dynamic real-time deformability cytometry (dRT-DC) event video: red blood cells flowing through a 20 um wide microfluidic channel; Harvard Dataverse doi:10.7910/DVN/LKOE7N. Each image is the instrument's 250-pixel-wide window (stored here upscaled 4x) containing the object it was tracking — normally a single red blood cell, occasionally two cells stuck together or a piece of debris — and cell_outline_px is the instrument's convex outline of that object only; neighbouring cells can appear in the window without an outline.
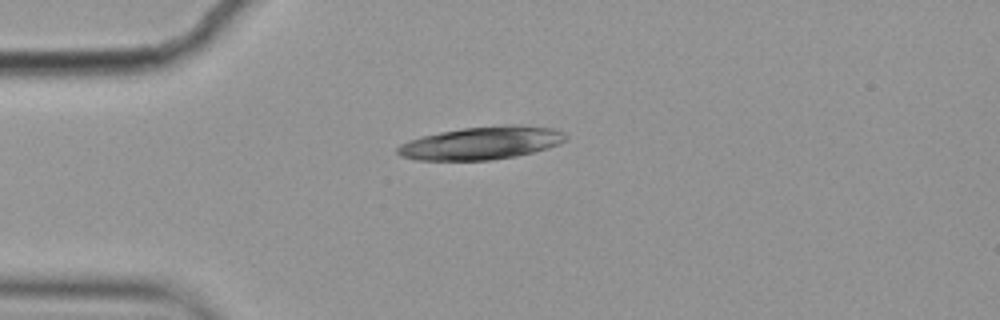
{"species": "common noctule bat (a hibernating species)", "species_latin": "Nyctalus noctula", "temperature_condition": "cold", "stored_images_in_passage": 7, "camera_frame_rate_fps": 3000, "um_per_image_px": 0.085, "animal": {"sex": "female", "body_mass_g": 19.9}, "frame": {"image": 1, "passage_image": 2, "time_ms": 0.333, "image_size_px": [1000, 320], "cell_outline_px": [[568, 140], [548, 148], [516, 156], [492, 160], [416, 160], [400, 156], [396, 152], [396, 148], [400, 144], [408, 140], [420, 136], [440, 132], [464, 128], [504, 124], [516, 124], [552, 128], [564, 132], [568, 136]], "centroid_in_image_um": [40.93, 12.15], "position_along_channel_um": 44.1, "area_um2": 32.54}}
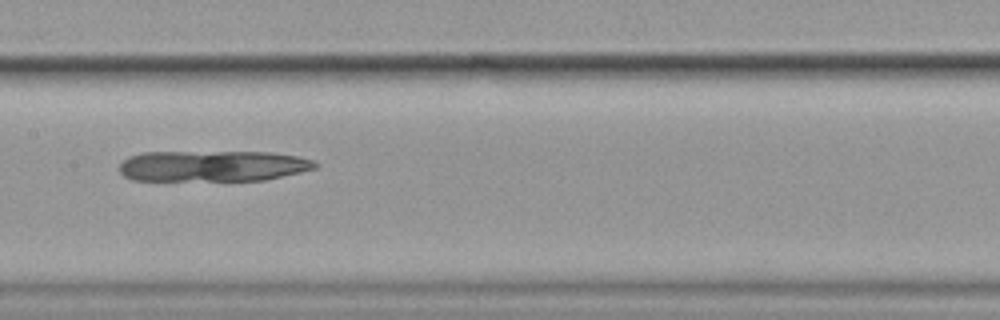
{"frame": {"image": 2, "passage_image": 6, "time_ms": 1.667, "image_size_px": [1000, 320], "cell_outline_px": [[320, 164], [316, 168], [300, 172], [264, 180], [132, 180], [124, 176], [120, 172], [120, 164], [128, 156], [144, 152], [272, 152], [296, 156], [312, 160]], "centroid_in_image_um": [18.08, 14.1], "position_along_channel_um": 189.3, "area_um2": 35.26}}